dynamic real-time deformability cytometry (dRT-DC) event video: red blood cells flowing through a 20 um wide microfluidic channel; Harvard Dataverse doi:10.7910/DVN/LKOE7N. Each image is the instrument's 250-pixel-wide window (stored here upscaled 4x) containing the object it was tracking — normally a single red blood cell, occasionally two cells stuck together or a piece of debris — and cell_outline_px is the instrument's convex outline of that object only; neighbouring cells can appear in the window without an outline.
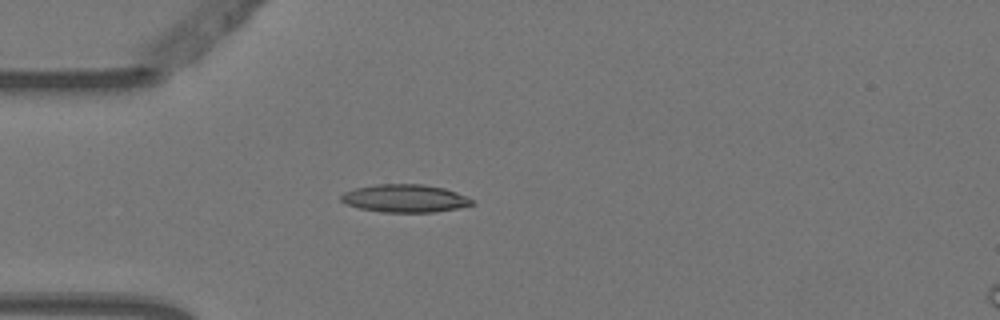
{"species": "Egyptian fruit bat (a non-hibernating species)", "species_latin": "Rousettus aegyptiacus", "temperature_condition": "warm", "stored_images_in_passage": 6, "camera_frame_rate_fps": 3000, "um_per_image_px": 0.085, "animal": {"sex": "female"}, "frame": {"image": 1, "passage_image": 5, "time_ms": 1.333, "image_size_px": [1000, 320], "cell_outline_px": [[476, 204], [460, 208], [432, 212], [384, 212], [360, 208], [344, 204], [340, 200], [340, 196], [344, 192], [356, 188], [376, 184], [424, 184], [444, 188], [456, 192], [476, 200]], "centroid_in_image_um": [34.45, 16.86], "position_along_channel_um": 50.5, "area_um2": 21.44}}